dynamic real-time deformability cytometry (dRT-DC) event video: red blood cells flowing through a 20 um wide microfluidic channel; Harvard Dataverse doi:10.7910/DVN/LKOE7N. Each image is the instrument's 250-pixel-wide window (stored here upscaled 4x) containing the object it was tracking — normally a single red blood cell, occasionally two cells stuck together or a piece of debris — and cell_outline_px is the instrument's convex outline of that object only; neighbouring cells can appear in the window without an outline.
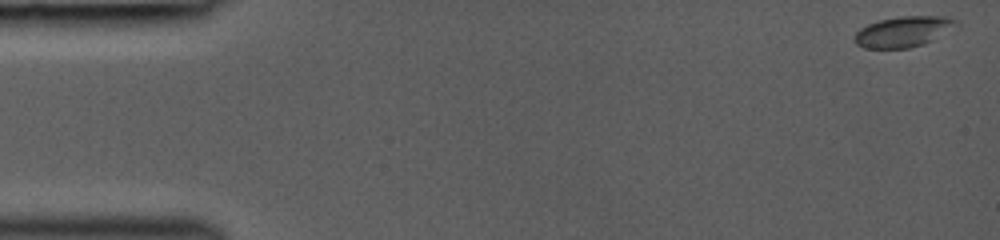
{"species": "common noctule bat (a hibernating species)", "species_latin": "Nyctalus noctula", "temperature_condition": "room temperature", "stored_images_in_passage": 18, "camera_frame_rate_fps": 3000, "um_per_image_px": 0.085, "animal": {"sex": "female", "body_mass_g": 19.0, "forearm_length_mm": 53.3}, "frame": {"image": 1, "passage_image": 1, "time_ms": 0.0, "image_size_px": [1000, 240], "cell_outline_px": [[960, 28], [924, 44], [908, 48], [864, 48], [856, 44], [852, 40], [852, 36], [860, 28], [868, 24], [880, 20], [900, 16], [944, 16], [956, 20], [960, 24]], "centroid_in_image_um": [76.84, 2.69], "position_along_channel_um": 8.2, "area_um2": 18.67}}